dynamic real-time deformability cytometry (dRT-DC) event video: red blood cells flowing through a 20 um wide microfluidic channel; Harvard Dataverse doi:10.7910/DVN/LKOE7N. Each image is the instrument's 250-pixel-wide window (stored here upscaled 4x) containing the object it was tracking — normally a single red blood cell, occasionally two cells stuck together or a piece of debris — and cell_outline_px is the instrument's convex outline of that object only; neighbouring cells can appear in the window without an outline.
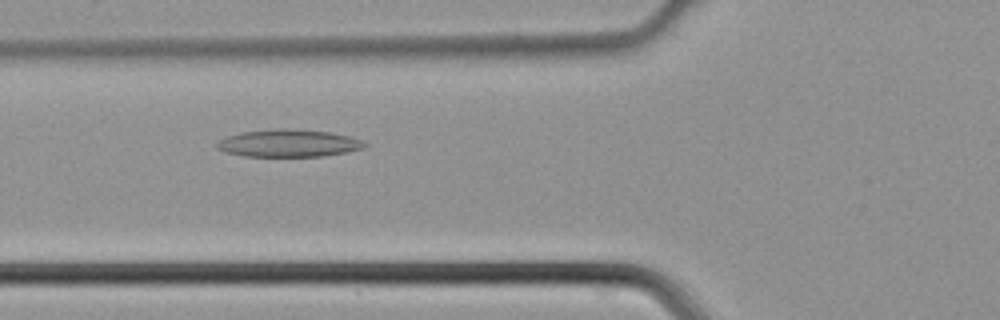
{"species": "common noctule bat (a hibernating species)", "species_latin": "Nyctalus noctula", "temperature_condition": "cold", "stored_images_in_passage": 30, "camera_frame_rate_fps": 3000, "um_per_image_px": 0.085, "animal": {"sex": "male", "body_mass_g": 21.5, "forearm_length_mm": 52.0}, "frame": {"image": 1, "passage_image": 6, "time_ms": 1.667, "image_size_px": [1000, 320], "cell_outline_px": [[368, 144], [364, 148], [348, 152], [324, 156], [244, 156], [224, 152], [216, 148], [216, 144], [220, 140], [228, 136], [240, 132], [276, 128], [292, 128], [328, 132], [352, 136], [364, 140]], "centroid_in_image_um": [24.57, 12.16], "position_along_channel_um": 101.2, "area_um2": 23.93}}
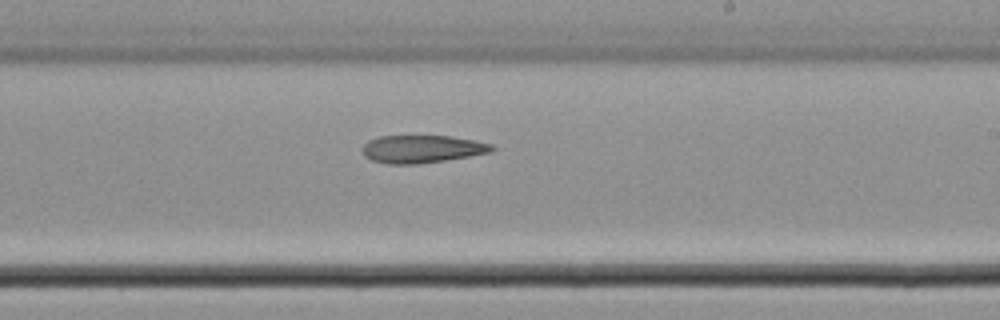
{"frame": {"image": 2, "passage_image": 16, "time_ms": 5.0, "image_size_px": [1000, 320], "cell_outline_px": [[496, 148], [492, 152], [444, 160], [416, 164], [388, 164], [372, 160], [364, 156], [364, 144], [368, 140], [380, 136], [452, 136], [476, 140], [492, 144]], "centroid_in_image_um": [35.9, 12.66], "position_along_channel_um": 253.1, "area_um2": 20.87}}
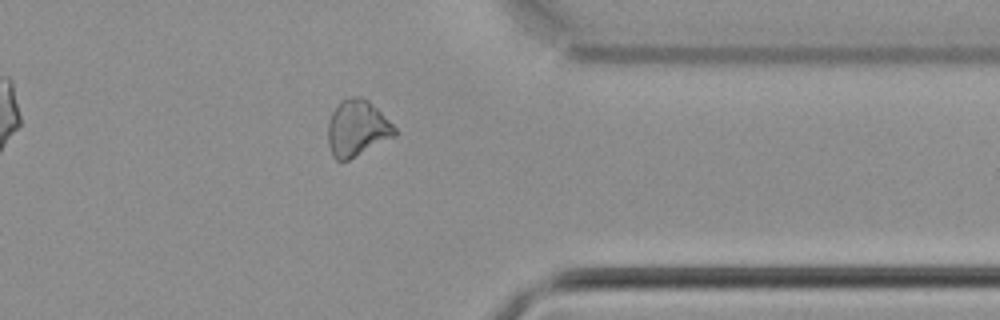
{"frame": {"image": 3, "passage_image": 25, "time_ms": 8.0, "image_size_px": [1000, 320], "cell_outline_px": [[400, 132], [396, 136], [348, 160], [336, 160], [332, 156], [328, 144], [328, 120], [332, 112], [340, 100], [352, 96], [360, 96], [368, 100]], "centroid_in_image_um": [30.35, 10.9], "position_along_channel_um": 381.1, "area_um2": 21.96}}